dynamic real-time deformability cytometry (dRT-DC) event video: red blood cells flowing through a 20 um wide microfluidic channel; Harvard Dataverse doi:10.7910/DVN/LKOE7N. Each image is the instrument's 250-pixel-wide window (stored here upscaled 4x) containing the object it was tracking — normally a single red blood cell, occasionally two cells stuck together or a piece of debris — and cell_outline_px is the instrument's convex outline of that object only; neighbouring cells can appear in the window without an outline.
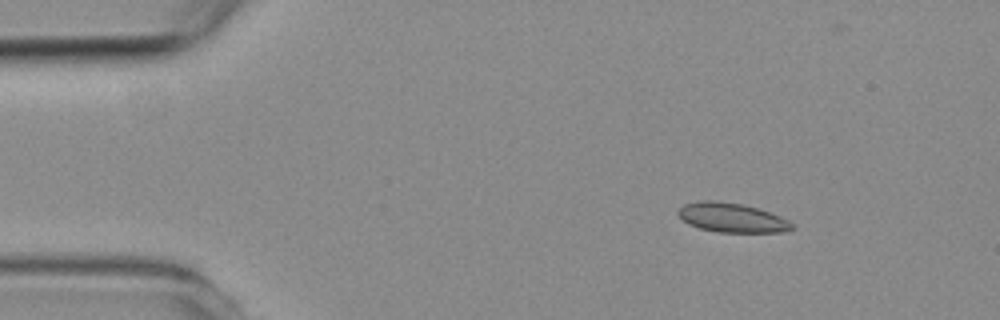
{"species": "common noctule bat (a hibernating species)", "species_latin": "Nyctalus noctula", "temperature_condition": "room temperature", "stored_images_in_passage": 5, "camera_frame_rate_fps": 3000, "um_per_image_px": 0.085, "animal": {"sex": "female", "body_mass_g": 19.3, "forearm_length_mm": 54.1}, "frame": {"image": 1, "passage_image": 2, "time_ms": 1.667, "image_size_px": [1000, 320], "cell_outline_px": [[792, 228], [784, 232], [720, 232], [700, 228], [688, 224], [676, 212], [684, 204], [700, 200], [712, 200], [740, 204], [756, 208], [780, 216], [788, 220], [792, 224]], "centroid_in_image_um": [62.18, 18.5], "position_along_channel_um": 22.8, "area_um2": 19.13}}